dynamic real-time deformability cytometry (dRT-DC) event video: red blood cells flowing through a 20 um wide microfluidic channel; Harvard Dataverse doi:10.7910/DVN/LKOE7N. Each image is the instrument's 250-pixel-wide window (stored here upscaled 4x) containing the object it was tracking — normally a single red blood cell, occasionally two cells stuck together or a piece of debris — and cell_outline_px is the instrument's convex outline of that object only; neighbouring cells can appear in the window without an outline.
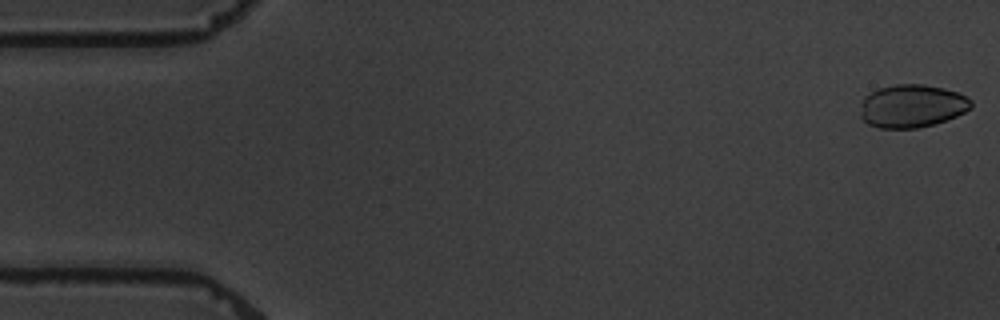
{"species": "common noctule bat (a hibernating species)", "species_latin": "Nyctalus noctula", "temperature_condition": "warm", "stored_images_in_passage": 5, "camera_frame_rate_fps": 3000, "um_per_image_px": 0.085, "animal": {"sex": "male", "body_mass_g": 19.5, "forearm_length_mm": 54.6}, "frame": {"image": 1, "passage_image": 1, "time_ms": 0.0, "image_size_px": [1000, 320], "cell_outline_px": [[972, 108], [956, 116], [932, 124], [916, 128], [880, 128], [868, 124], [860, 116], [860, 104], [864, 96], [876, 88], [896, 84], [924, 84], [944, 88], [956, 92], [972, 100]], "centroid_in_image_um": [77.47, 9.0], "position_along_channel_um": 7.5, "area_um2": 27.86}}